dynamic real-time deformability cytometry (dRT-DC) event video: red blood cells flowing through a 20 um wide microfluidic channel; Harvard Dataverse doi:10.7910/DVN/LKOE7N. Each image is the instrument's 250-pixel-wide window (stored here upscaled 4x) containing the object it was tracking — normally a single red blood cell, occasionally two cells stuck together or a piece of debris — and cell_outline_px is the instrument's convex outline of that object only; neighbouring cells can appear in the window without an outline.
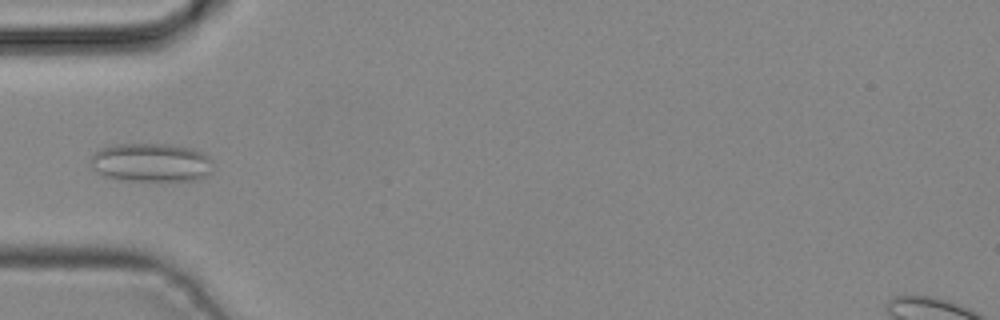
{"species": "common noctule bat (a hibernating species)", "species_latin": "Nyctalus noctula", "temperature_condition": "cold", "stored_images_in_passage": 1, "camera_frame_rate_fps": 3000, "um_per_image_px": 0.085, "animal": {"sex": "male", "body_mass_g": 19.2, "forearm_length_mm": 51.8}, "frame": {"image": 1, "passage_image": 1, "time_ms": 0.0, "image_size_px": [1000, 320], "cell_outline_px": [[212, 172], [196, 180], [120, 180], [104, 176], [96, 172], [92, 168], [92, 156], [100, 148], [112, 144], [172, 144], [192, 148], [204, 152], [212, 160]], "centroid_in_image_um": [12.86, 13.8], "position_along_channel_um": 72.1, "area_um2": 27.74}}